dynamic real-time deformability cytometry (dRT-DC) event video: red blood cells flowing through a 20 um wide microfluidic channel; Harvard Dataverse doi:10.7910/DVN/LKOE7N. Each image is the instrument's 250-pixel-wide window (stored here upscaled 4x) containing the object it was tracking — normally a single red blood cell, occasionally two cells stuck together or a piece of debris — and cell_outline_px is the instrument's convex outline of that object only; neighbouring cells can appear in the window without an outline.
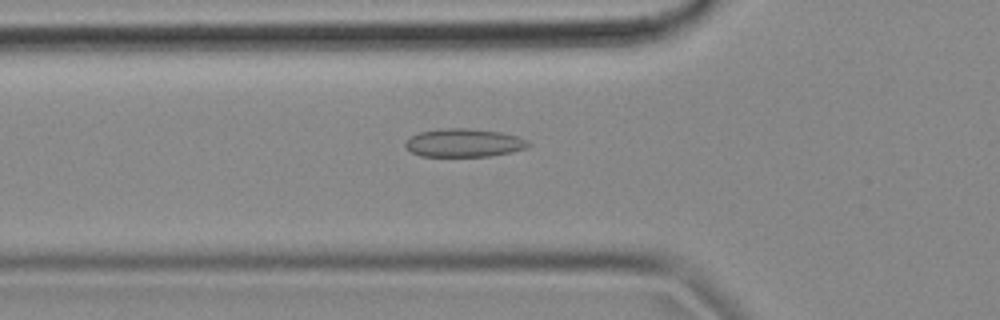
{"species": "common noctule bat (a hibernating species)", "species_latin": "Nyctalus noctula", "temperature_condition": "cold", "stored_images_in_passage": 54, "camera_frame_rate_fps": 3000, "um_per_image_px": 0.085, "animal": {"sex": "female", "body_mass_g": 18.4}, "frame": {"image": 1, "passage_image": 18, "time_ms": 5.667, "image_size_px": [1000, 320], "cell_outline_px": [[532, 144], [528, 148], [512, 152], [488, 156], [420, 156], [404, 148], [404, 144], [408, 136], [420, 132], [440, 128], [468, 128], [500, 132], [516, 136]], "centroid_in_image_um": [39.38, 12.14], "position_along_channel_um": 86.4, "area_um2": 20.4}}
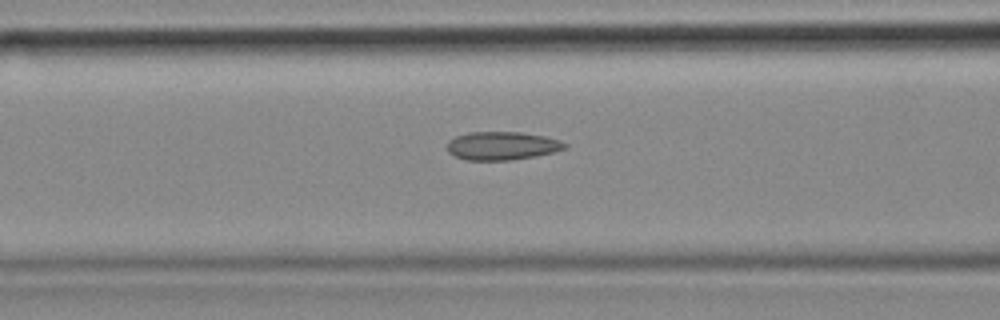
{"frame": {"image": 2, "passage_image": 21, "time_ms": 6.667, "image_size_px": [1000, 320], "cell_outline_px": [[568, 148], [536, 156], [508, 160], [464, 160], [448, 152], [448, 140], [456, 136], [468, 132], [520, 132], [544, 136], [560, 140], [568, 144]], "centroid_in_image_um": [42.68, 12.39], "position_along_channel_um": 123.9, "area_um2": 19.42}}
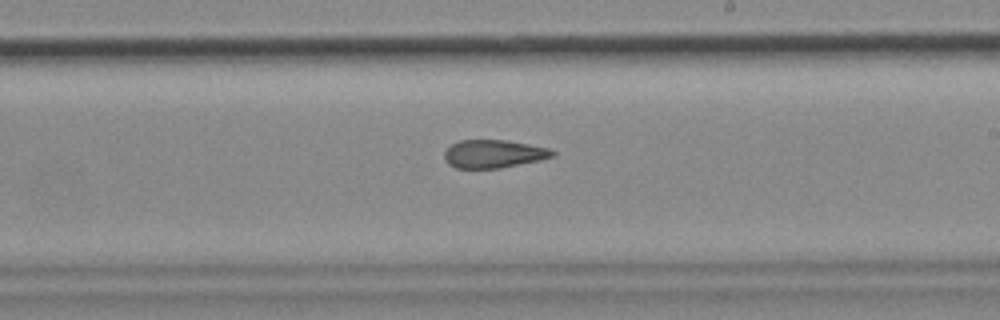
{"frame": {"image": 3, "passage_image": 31, "time_ms": 10.0, "image_size_px": [1000, 320], "cell_outline_px": [[556, 156], [540, 160], [500, 168], [456, 168], [448, 164], [444, 160], [444, 152], [452, 144], [460, 140], [504, 140], [528, 144], [548, 148], [556, 152]], "centroid_in_image_um": [41.96, 13.08], "position_along_channel_um": 247.0, "area_um2": 17.69}, "authors_computed_cell_mechanics": {"area_um2": 19.3052, "velocity_mm_per_s": 3.7048, "shape_relaxation_time_tau1_ms": null, "shape_relaxation_time_tau2_ms": 3.1295, "deformation_change_tau1": null, "deformation_change_tau2": 0.1077}}